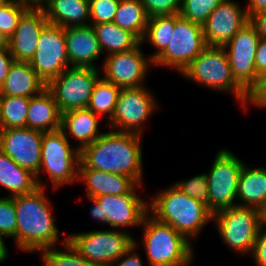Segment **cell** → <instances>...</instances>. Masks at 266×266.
<instances>
[{
	"label": "cell",
	"instance_id": "obj_21",
	"mask_svg": "<svg viewBox=\"0 0 266 266\" xmlns=\"http://www.w3.org/2000/svg\"><path fill=\"white\" fill-rule=\"evenodd\" d=\"M85 183L87 198L102 195L137 193L139 186L131 177L90 168H79L78 180Z\"/></svg>",
	"mask_w": 266,
	"mask_h": 266
},
{
	"label": "cell",
	"instance_id": "obj_22",
	"mask_svg": "<svg viewBox=\"0 0 266 266\" xmlns=\"http://www.w3.org/2000/svg\"><path fill=\"white\" fill-rule=\"evenodd\" d=\"M46 87L29 62L14 61L0 87V94L30 98L39 95Z\"/></svg>",
	"mask_w": 266,
	"mask_h": 266
},
{
	"label": "cell",
	"instance_id": "obj_41",
	"mask_svg": "<svg viewBox=\"0 0 266 266\" xmlns=\"http://www.w3.org/2000/svg\"><path fill=\"white\" fill-rule=\"evenodd\" d=\"M250 256L256 266H266V223L258 233Z\"/></svg>",
	"mask_w": 266,
	"mask_h": 266
},
{
	"label": "cell",
	"instance_id": "obj_30",
	"mask_svg": "<svg viewBox=\"0 0 266 266\" xmlns=\"http://www.w3.org/2000/svg\"><path fill=\"white\" fill-rule=\"evenodd\" d=\"M120 91L119 86L100 76L94 84L87 108L101 118L106 114L109 121L114 113Z\"/></svg>",
	"mask_w": 266,
	"mask_h": 266
},
{
	"label": "cell",
	"instance_id": "obj_46",
	"mask_svg": "<svg viewBox=\"0 0 266 266\" xmlns=\"http://www.w3.org/2000/svg\"><path fill=\"white\" fill-rule=\"evenodd\" d=\"M245 11L247 12L248 18L252 15L266 11V0H248Z\"/></svg>",
	"mask_w": 266,
	"mask_h": 266
},
{
	"label": "cell",
	"instance_id": "obj_39",
	"mask_svg": "<svg viewBox=\"0 0 266 266\" xmlns=\"http://www.w3.org/2000/svg\"><path fill=\"white\" fill-rule=\"evenodd\" d=\"M247 105L266 108V71L258 74L255 82L246 91L245 100L241 105L245 111Z\"/></svg>",
	"mask_w": 266,
	"mask_h": 266
},
{
	"label": "cell",
	"instance_id": "obj_32",
	"mask_svg": "<svg viewBox=\"0 0 266 266\" xmlns=\"http://www.w3.org/2000/svg\"><path fill=\"white\" fill-rule=\"evenodd\" d=\"M30 98L2 95V129L25 128Z\"/></svg>",
	"mask_w": 266,
	"mask_h": 266
},
{
	"label": "cell",
	"instance_id": "obj_50",
	"mask_svg": "<svg viewBox=\"0 0 266 266\" xmlns=\"http://www.w3.org/2000/svg\"><path fill=\"white\" fill-rule=\"evenodd\" d=\"M9 39L0 31V50L8 49Z\"/></svg>",
	"mask_w": 266,
	"mask_h": 266
},
{
	"label": "cell",
	"instance_id": "obj_28",
	"mask_svg": "<svg viewBox=\"0 0 266 266\" xmlns=\"http://www.w3.org/2000/svg\"><path fill=\"white\" fill-rule=\"evenodd\" d=\"M98 39L102 53L107 55L129 51L141 41L130 31L120 28L114 22L90 24Z\"/></svg>",
	"mask_w": 266,
	"mask_h": 266
},
{
	"label": "cell",
	"instance_id": "obj_31",
	"mask_svg": "<svg viewBox=\"0 0 266 266\" xmlns=\"http://www.w3.org/2000/svg\"><path fill=\"white\" fill-rule=\"evenodd\" d=\"M176 23V14L169 16H155L148 19L146 34L141 41L143 44L149 42L157 51L149 57L153 60L169 44L170 38L173 37Z\"/></svg>",
	"mask_w": 266,
	"mask_h": 266
},
{
	"label": "cell",
	"instance_id": "obj_52",
	"mask_svg": "<svg viewBox=\"0 0 266 266\" xmlns=\"http://www.w3.org/2000/svg\"><path fill=\"white\" fill-rule=\"evenodd\" d=\"M7 1H9V0H0V7H1L2 5H4Z\"/></svg>",
	"mask_w": 266,
	"mask_h": 266
},
{
	"label": "cell",
	"instance_id": "obj_11",
	"mask_svg": "<svg viewBox=\"0 0 266 266\" xmlns=\"http://www.w3.org/2000/svg\"><path fill=\"white\" fill-rule=\"evenodd\" d=\"M244 162L228 149L217 152L207 176L209 210L214 214L220 210L237 206L238 179Z\"/></svg>",
	"mask_w": 266,
	"mask_h": 266
},
{
	"label": "cell",
	"instance_id": "obj_18",
	"mask_svg": "<svg viewBox=\"0 0 266 266\" xmlns=\"http://www.w3.org/2000/svg\"><path fill=\"white\" fill-rule=\"evenodd\" d=\"M249 23L245 7L233 0L222 1L202 25L207 46H225Z\"/></svg>",
	"mask_w": 266,
	"mask_h": 266
},
{
	"label": "cell",
	"instance_id": "obj_20",
	"mask_svg": "<svg viewBox=\"0 0 266 266\" xmlns=\"http://www.w3.org/2000/svg\"><path fill=\"white\" fill-rule=\"evenodd\" d=\"M64 37L70 67L99 69L94 62L102 50L92 25L64 28Z\"/></svg>",
	"mask_w": 266,
	"mask_h": 266
},
{
	"label": "cell",
	"instance_id": "obj_12",
	"mask_svg": "<svg viewBox=\"0 0 266 266\" xmlns=\"http://www.w3.org/2000/svg\"><path fill=\"white\" fill-rule=\"evenodd\" d=\"M100 75V69L68 67L53 78L46 88L53 94L61 113L87 108L94 84Z\"/></svg>",
	"mask_w": 266,
	"mask_h": 266
},
{
	"label": "cell",
	"instance_id": "obj_25",
	"mask_svg": "<svg viewBox=\"0 0 266 266\" xmlns=\"http://www.w3.org/2000/svg\"><path fill=\"white\" fill-rule=\"evenodd\" d=\"M237 206L252 207L266 214V167L244 164L238 179Z\"/></svg>",
	"mask_w": 266,
	"mask_h": 266
},
{
	"label": "cell",
	"instance_id": "obj_27",
	"mask_svg": "<svg viewBox=\"0 0 266 266\" xmlns=\"http://www.w3.org/2000/svg\"><path fill=\"white\" fill-rule=\"evenodd\" d=\"M0 185L9 191L10 196L28 194L38 188L36 176L21 168L0 150Z\"/></svg>",
	"mask_w": 266,
	"mask_h": 266
},
{
	"label": "cell",
	"instance_id": "obj_14",
	"mask_svg": "<svg viewBox=\"0 0 266 266\" xmlns=\"http://www.w3.org/2000/svg\"><path fill=\"white\" fill-rule=\"evenodd\" d=\"M142 45L140 42L129 51L106 55L100 66L102 77L120 88L144 86L153 60L144 55Z\"/></svg>",
	"mask_w": 266,
	"mask_h": 266
},
{
	"label": "cell",
	"instance_id": "obj_24",
	"mask_svg": "<svg viewBox=\"0 0 266 266\" xmlns=\"http://www.w3.org/2000/svg\"><path fill=\"white\" fill-rule=\"evenodd\" d=\"M62 113L53 94L45 88L39 95L30 97L26 127L41 132L61 129Z\"/></svg>",
	"mask_w": 266,
	"mask_h": 266
},
{
	"label": "cell",
	"instance_id": "obj_44",
	"mask_svg": "<svg viewBox=\"0 0 266 266\" xmlns=\"http://www.w3.org/2000/svg\"><path fill=\"white\" fill-rule=\"evenodd\" d=\"M14 61L9 49L0 50V87L4 83Z\"/></svg>",
	"mask_w": 266,
	"mask_h": 266
},
{
	"label": "cell",
	"instance_id": "obj_13",
	"mask_svg": "<svg viewBox=\"0 0 266 266\" xmlns=\"http://www.w3.org/2000/svg\"><path fill=\"white\" fill-rule=\"evenodd\" d=\"M29 63L46 85L70 67L64 28L48 23L40 34L34 57Z\"/></svg>",
	"mask_w": 266,
	"mask_h": 266
},
{
	"label": "cell",
	"instance_id": "obj_38",
	"mask_svg": "<svg viewBox=\"0 0 266 266\" xmlns=\"http://www.w3.org/2000/svg\"><path fill=\"white\" fill-rule=\"evenodd\" d=\"M120 0H94L90 2V24L112 22Z\"/></svg>",
	"mask_w": 266,
	"mask_h": 266
},
{
	"label": "cell",
	"instance_id": "obj_3",
	"mask_svg": "<svg viewBox=\"0 0 266 266\" xmlns=\"http://www.w3.org/2000/svg\"><path fill=\"white\" fill-rule=\"evenodd\" d=\"M149 214L170 225L190 242L197 238L207 223L213 221L208 206L192 199L174 184L157 192L148 201Z\"/></svg>",
	"mask_w": 266,
	"mask_h": 266
},
{
	"label": "cell",
	"instance_id": "obj_40",
	"mask_svg": "<svg viewBox=\"0 0 266 266\" xmlns=\"http://www.w3.org/2000/svg\"><path fill=\"white\" fill-rule=\"evenodd\" d=\"M148 18L180 13L181 0H140Z\"/></svg>",
	"mask_w": 266,
	"mask_h": 266
},
{
	"label": "cell",
	"instance_id": "obj_5",
	"mask_svg": "<svg viewBox=\"0 0 266 266\" xmlns=\"http://www.w3.org/2000/svg\"><path fill=\"white\" fill-rule=\"evenodd\" d=\"M80 150L72 147L69 137L61 129L43 132L41 164L36 176L38 187L46 188L41 181L42 171L49 176L54 190L78 180Z\"/></svg>",
	"mask_w": 266,
	"mask_h": 266
},
{
	"label": "cell",
	"instance_id": "obj_49",
	"mask_svg": "<svg viewBox=\"0 0 266 266\" xmlns=\"http://www.w3.org/2000/svg\"><path fill=\"white\" fill-rule=\"evenodd\" d=\"M20 2L24 3L28 7L33 8H42L48 0H19Z\"/></svg>",
	"mask_w": 266,
	"mask_h": 266
},
{
	"label": "cell",
	"instance_id": "obj_10",
	"mask_svg": "<svg viewBox=\"0 0 266 266\" xmlns=\"http://www.w3.org/2000/svg\"><path fill=\"white\" fill-rule=\"evenodd\" d=\"M170 44L153 59V65L182 72L206 47L203 27L176 14V23Z\"/></svg>",
	"mask_w": 266,
	"mask_h": 266
},
{
	"label": "cell",
	"instance_id": "obj_33",
	"mask_svg": "<svg viewBox=\"0 0 266 266\" xmlns=\"http://www.w3.org/2000/svg\"><path fill=\"white\" fill-rule=\"evenodd\" d=\"M63 250H57L55 247L42 250L41 260L43 266H94L83 258L78 251L68 241V236L63 240Z\"/></svg>",
	"mask_w": 266,
	"mask_h": 266
},
{
	"label": "cell",
	"instance_id": "obj_9",
	"mask_svg": "<svg viewBox=\"0 0 266 266\" xmlns=\"http://www.w3.org/2000/svg\"><path fill=\"white\" fill-rule=\"evenodd\" d=\"M159 108L158 101L146 86L121 88L114 113L105 127L115 132L143 135V124Z\"/></svg>",
	"mask_w": 266,
	"mask_h": 266
},
{
	"label": "cell",
	"instance_id": "obj_43",
	"mask_svg": "<svg viewBox=\"0 0 266 266\" xmlns=\"http://www.w3.org/2000/svg\"><path fill=\"white\" fill-rule=\"evenodd\" d=\"M255 68L257 75L266 71V39L260 38L255 55Z\"/></svg>",
	"mask_w": 266,
	"mask_h": 266
},
{
	"label": "cell",
	"instance_id": "obj_16",
	"mask_svg": "<svg viewBox=\"0 0 266 266\" xmlns=\"http://www.w3.org/2000/svg\"><path fill=\"white\" fill-rule=\"evenodd\" d=\"M43 132L30 128H7L0 130V150L21 168L35 176L41 164Z\"/></svg>",
	"mask_w": 266,
	"mask_h": 266
},
{
	"label": "cell",
	"instance_id": "obj_29",
	"mask_svg": "<svg viewBox=\"0 0 266 266\" xmlns=\"http://www.w3.org/2000/svg\"><path fill=\"white\" fill-rule=\"evenodd\" d=\"M148 19L140 0H120L112 22L130 31L142 41L146 34Z\"/></svg>",
	"mask_w": 266,
	"mask_h": 266
},
{
	"label": "cell",
	"instance_id": "obj_37",
	"mask_svg": "<svg viewBox=\"0 0 266 266\" xmlns=\"http://www.w3.org/2000/svg\"><path fill=\"white\" fill-rule=\"evenodd\" d=\"M17 219L14 197H0V234L4 237L16 236Z\"/></svg>",
	"mask_w": 266,
	"mask_h": 266
},
{
	"label": "cell",
	"instance_id": "obj_45",
	"mask_svg": "<svg viewBox=\"0 0 266 266\" xmlns=\"http://www.w3.org/2000/svg\"><path fill=\"white\" fill-rule=\"evenodd\" d=\"M249 23L255 28L259 38L266 39V11L252 15Z\"/></svg>",
	"mask_w": 266,
	"mask_h": 266
},
{
	"label": "cell",
	"instance_id": "obj_2",
	"mask_svg": "<svg viewBox=\"0 0 266 266\" xmlns=\"http://www.w3.org/2000/svg\"><path fill=\"white\" fill-rule=\"evenodd\" d=\"M45 189L14 196L17 229L14 240L17 249L26 253L41 252L55 247L62 232L59 231L52 213V204Z\"/></svg>",
	"mask_w": 266,
	"mask_h": 266
},
{
	"label": "cell",
	"instance_id": "obj_47",
	"mask_svg": "<svg viewBox=\"0 0 266 266\" xmlns=\"http://www.w3.org/2000/svg\"><path fill=\"white\" fill-rule=\"evenodd\" d=\"M90 202H92L93 207H91L90 215L95 219L98 223L102 224V211H101V205L98 203V201L95 198H89Z\"/></svg>",
	"mask_w": 266,
	"mask_h": 266
},
{
	"label": "cell",
	"instance_id": "obj_4",
	"mask_svg": "<svg viewBox=\"0 0 266 266\" xmlns=\"http://www.w3.org/2000/svg\"><path fill=\"white\" fill-rule=\"evenodd\" d=\"M142 246L148 266H189L193 261L192 242L170 225L156 220L149 213L142 222Z\"/></svg>",
	"mask_w": 266,
	"mask_h": 266
},
{
	"label": "cell",
	"instance_id": "obj_23",
	"mask_svg": "<svg viewBox=\"0 0 266 266\" xmlns=\"http://www.w3.org/2000/svg\"><path fill=\"white\" fill-rule=\"evenodd\" d=\"M100 119L88 108L69 110L62 113L61 130L78 141L77 148L81 151L103 134L99 133Z\"/></svg>",
	"mask_w": 266,
	"mask_h": 266
},
{
	"label": "cell",
	"instance_id": "obj_34",
	"mask_svg": "<svg viewBox=\"0 0 266 266\" xmlns=\"http://www.w3.org/2000/svg\"><path fill=\"white\" fill-rule=\"evenodd\" d=\"M221 0H181L179 15L191 22L203 25Z\"/></svg>",
	"mask_w": 266,
	"mask_h": 266
},
{
	"label": "cell",
	"instance_id": "obj_7",
	"mask_svg": "<svg viewBox=\"0 0 266 266\" xmlns=\"http://www.w3.org/2000/svg\"><path fill=\"white\" fill-rule=\"evenodd\" d=\"M181 76L211 90L233 93L240 105L245 100L246 91L233 78L224 47L207 46Z\"/></svg>",
	"mask_w": 266,
	"mask_h": 266
},
{
	"label": "cell",
	"instance_id": "obj_1",
	"mask_svg": "<svg viewBox=\"0 0 266 266\" xmlns=\"http://www.w3.org/2000/svg\"><path fill=\"white\" fill-rule=\"evenodd\" d=\"M142 135L135 133L103 132L93 143L80 151L79 168H90L131 177L143 184Z\"/></svg>",
	"mask_w": 266,
	"mask_h": 266
},
{
	"label": "cell",
	"instance_id": "obj_36",
	"mask_svg": "<svg viewBox=\"0 0 266 266\" xmlns=\"http://www.w3.org/2000/svg\"><path fill=\"white\" fill-rule=\"evenodd\" d=\"M174 185L192 199L207 205L209 209V192L205 173L196 175L190 179L178 181L177 183L175 182Z\"/></svg>",
	"mask_w": 266,
	"mask_h": 266
},
{
	"label": "cell",
	"instance_id": "obj_19",
	"mask_svg": "<svg viewBox=\"0 0 266 266\" xmlns=\"http://www.w3.org/2000/svg\"><path fill=\"white\" fill-rule=\"evenodd\" d=\"M43 8L29 7L20 17L9 38V51L15 61L30 62L34 57L43 28L48 24Z\"/></svg>",
	"mask_w": 266,
	"mask_h": 266
},
{
	"label": "cell",
	"instance_id": "obj_42",
	"mask_svg": "<svg viewBox=\"0 0 266 266\" xmlns=\"http://www.w3.org/2000/svg\"><path fill=\"white\" fill-rule=\"evenodd\" d=\"M138 245L137 240L134 239V244L129 248V250L111 266H144L141 255L136 252Z\"/></svg>",
	"mask_w": 266,
	"mask_h": 266
},
{
	"label": "cell",
	"instance_id": "obj_8",
	"mask_svg": "<svg viewBox=\"0 0 266 266\" xmlns=\"http://www.w3.org/2000/svg\"><path fill=\"white\" fill-rule=\"evenodd\" d=\"M124 230H92L67 234L68 241L94 266H111L134 244V236Z\"/></svg>",
	"mask_w": 266,
	"mask_h": 266
},
{
	"label": "cell",
	"instance_id": "obj_6",
	"mask_svg": "<svg viewBox=\"0 0 266 266\" xmlns=\"http://www.w3.org/2000/svg\"><path fill=\"white\" fill-rule=\"evenodd\" d=\"M213 223L227 247L240 255H251L266 216L256 208L234 206L214 213Z\"/></svg>",
	"mask_w": 266,
	"mask_h": 266
},
{
	"label": "cell",
	"instance_id": "obj_15",
	"mask_svg": "<svg viewBox=\"0 0 266 266\" xmlns=\"http://www.w3.org/2000/svg\"><path fill=\"white\" fill-rule=\"evenodd\" d=\"M259 39L255 28L248 23L223 46L233 78L245 91L258 76L255 68V55Z\"/></svg>",
	"mask_w": 266,
	"mask_h": 266
},
{
	"label": "cell",
	"instance_id": "obj_26",
	"mask_svg": "<svg viewBox=\"0 0 266 266\" xmlns=\"http://www.w3.org/2000/svg\"><path fill=\"white\" fill-rule=\"evenodd\" d=\"M42 8L48 22L62 28L90 25L87 0H48Z\"/></svg>",
	"mask_w": 266,
	"mask_h": 266
},
{
	"label": "cell",
	"instance_id": "obj_17",
	"mask_svg": "<svg viewBox=\"0 0 266 266\" xmlns=\"http://www.w3.org/2000/svg\"><path fill=\"white\" fill-rule=\"evenodd\" d=\"M95 199L101 205L102 224L110 225L112 229L141 226L149 213L146 199L137 193L102 195Z\"/></svg>",
	"mask_w": 266,
	"mask_h": 266
},
{
	"label": "cell",
	"instance_id": "obj_35",
	"mask_svg": "<svg viewBox=\"0 0 266 266\" xmlns=\"http://www.w3.org/2000/svg\"><path fill=\"white\" fill-rule=\"evenodd\" d=\"M28 8L19 0H9L0 7V31L8 39L15 32L20 17Z\"/></svg>",
	"mask_w": 266,
	"mask_h": 266
},
{
	"label": "cell",
	"instance_id": "obj_51",
	"mask_svg": "<svg viewBox=\"0 0 266 266\" xmlns=\"http://www.w3.org/2000/svg\"><path fill=\"white\" fill-rule=\"evenodd\" d=\"M1 105H2V95L0 94V130H2V122H1Z\"/></svg>",
	"mask_w": 266,
	"mask_h": 266
},
{
	"label": "cell",
	"instance_id": "obj_48",
	"mask_svg": "<svg viewBox=\"0 0 266 266\" xmlns=\"http://www.w3.org/2000/svg\"><path fill=\"white\" fill-rule=\"evenodd\" d=\"M8 249L5 245L4 236L0 234V263L4 262L8 258Z\"/></svg>",
	"mask_w": 266,
	"mask_h": 266
}]
</instances>
